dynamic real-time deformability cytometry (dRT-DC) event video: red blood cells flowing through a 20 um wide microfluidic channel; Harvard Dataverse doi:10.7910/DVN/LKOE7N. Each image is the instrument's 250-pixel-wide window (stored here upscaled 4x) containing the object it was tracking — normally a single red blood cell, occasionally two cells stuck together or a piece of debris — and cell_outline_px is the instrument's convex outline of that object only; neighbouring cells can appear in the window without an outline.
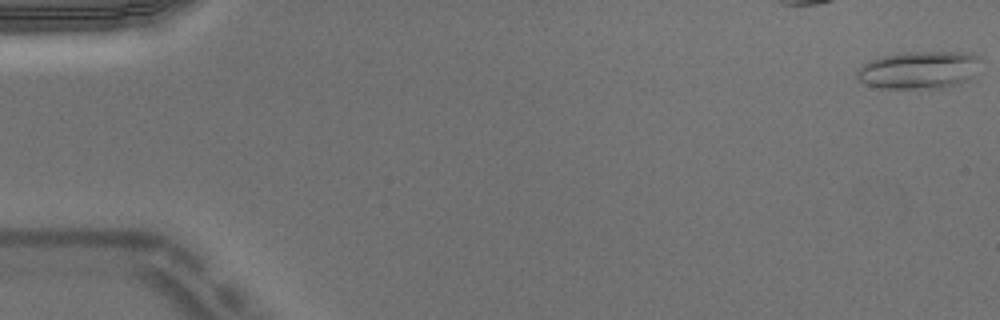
{"species": "Egyptian fruit bat (a non-hibernating species)", "species_latin": "Rousettus aegyptiacus", "temperature_condition": "warm", "stored_images_in_passage": 6, "camera_frame_rate_fps": 3000, "um_per_image_px": 0.085, "animal": {"sex": "male"}, "frame": {"image": 1, "passage_image": 1, "time_ms": 0.0, "image_size_px": [1000, 320], "cell_outline_px": [[984, 60], [972, 76], [968, 80], [956, 84], [940, 88], [880, 88], [856, 80], [856, 72], [868, 60], [880, 56], [900, 52], [964, 52], [980, 56]], "centroid_in_image_um": [78.12, 5.93], "position_along_channel_um": 6.9, "area_um2": 27.4}}